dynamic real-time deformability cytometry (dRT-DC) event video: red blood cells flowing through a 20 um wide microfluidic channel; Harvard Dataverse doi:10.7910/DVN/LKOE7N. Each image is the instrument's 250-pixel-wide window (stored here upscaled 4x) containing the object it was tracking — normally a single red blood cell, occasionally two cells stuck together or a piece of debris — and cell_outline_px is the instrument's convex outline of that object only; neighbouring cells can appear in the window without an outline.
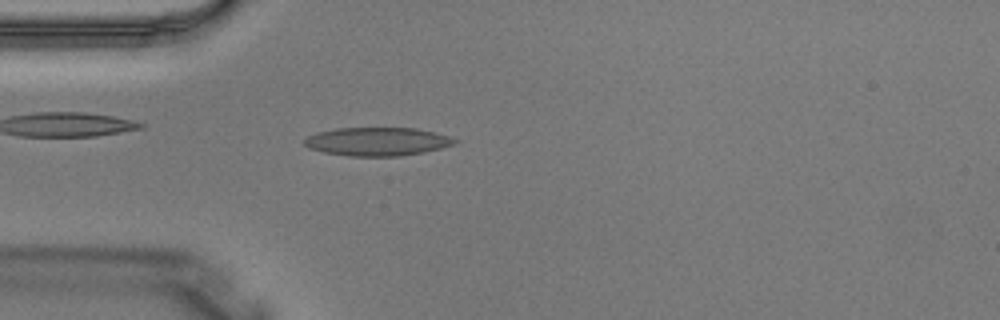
{"species": "Egyptian fruit bat (a non-hibernating species)", "species_latin": "Rousettus aegyptiacus", "temperature_condition": "warm", "stored_images_in_passage": 3, "camera_frame_rate_fps": 3000, "um_per_image_px": 0.085, "animal": {"sex": "male"}, "frame": {"image": 1, "passage_image": 3, "time_ms": 0.667, "image_size_px": [1000, 320], "cell_outline_px": [[460, 140], [452, 144], [440, 148], [424, 152], [400, 156], [348, 156], [324, 152], [308, 148], [304, 144], [304, 140], [308, 136], [316, 132], [336, 128], [416, 128], [448, 136]], "centroid_in_image_um": [32.03, 12.03], "position_along_channel_um": 53.0, "area_um2": 24.8}}